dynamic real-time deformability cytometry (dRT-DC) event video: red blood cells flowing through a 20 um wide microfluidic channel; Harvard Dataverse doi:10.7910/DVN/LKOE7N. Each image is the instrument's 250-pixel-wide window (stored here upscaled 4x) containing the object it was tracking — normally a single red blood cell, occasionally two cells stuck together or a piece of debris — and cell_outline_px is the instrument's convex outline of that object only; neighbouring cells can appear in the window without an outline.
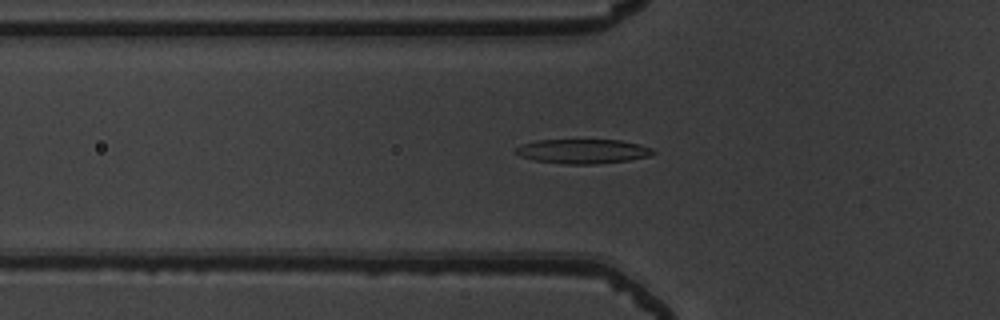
{"species": "common noctule bat (a hibernating species)", "species_latin": "Nyctalus noctula", "temperature_condition": "warm", "stored_images_in_passage": 52, "camera_frame_rate_fps": 3000, "um_per_image_px": 0.085, "animal": {"sex": "male", "body_mass_g": 19.5, "forearm_length_mm": 54.6}, "frame": {"image": 1, "passage_image": 18, "time_ms": 5.667, "image_size_px": [1000, 320], "cell_outline_px": [[656, 152], [648, 156], [628, 160], [596, 164], [560, 164], [532, 160], [520, 156], [512, 152], [516, 148], [524, 144], [536, 140], [620, 140], [640, 144], [652, 148]], "centroid_in_image_um": [49.51, 12.86], "position_along_channel_um": 76.3, "area_um2": 19.65}}
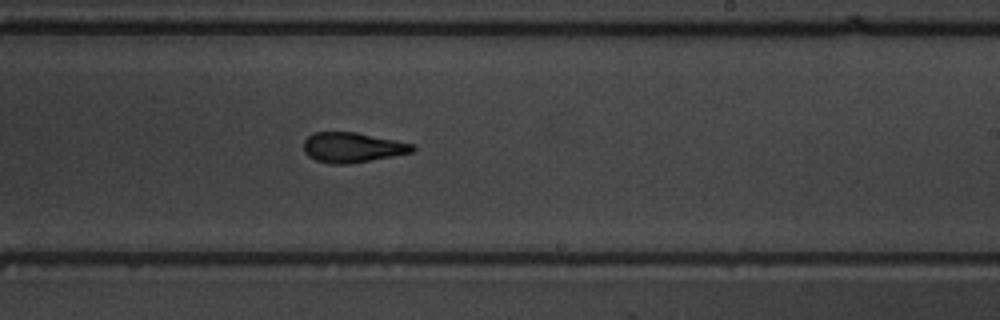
{"frame": {"image": 2, "passage_image": 32, "time_ms": 10.333, "image_size_px": [1000, 320], "cell_outline_px": [[416, 148], [412, 152], [392, 156], [348, 164], [332, 164], [316, 160], [308, 156], [304, 152], [304, 140], [312, 132], [356, 132], [416, 144]], "centroid_in_image_um": [29.95, 12.52], "position_along_channel_um": 259.0, "area_um2": 19.07}}
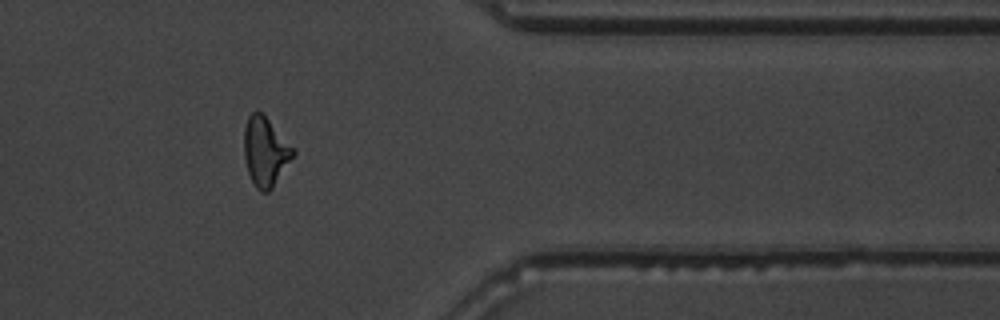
{"frame": {"image": 3, "passage_image": 43, "time_ms": 14.0, "image_size_px": [1000, 320], "cell_outline_px": [[296, 152], [272, 188], [268, 192], [260, 192], [256, 188], [248, 172], [244, 156], [244, 128], [248, 116], [252, 112], [260, 112], [296, 148]], "centroid_in_image_um": [22.56, 12.89], "position_along_channel_um": 388.8, "area_um2": 19.59}, "authors_computed_cell_mechanics": {"area_um2": 19.3052, "velocity_mm_per_s": 3.9085, "shape_relaxation_time_tau1_ms": 4.7733, "shape_relaxation_time_tau2_ms": 1.6143, "deformation_change_tau1": 0.1998, "deformation_change_tau2": 0.0949}}